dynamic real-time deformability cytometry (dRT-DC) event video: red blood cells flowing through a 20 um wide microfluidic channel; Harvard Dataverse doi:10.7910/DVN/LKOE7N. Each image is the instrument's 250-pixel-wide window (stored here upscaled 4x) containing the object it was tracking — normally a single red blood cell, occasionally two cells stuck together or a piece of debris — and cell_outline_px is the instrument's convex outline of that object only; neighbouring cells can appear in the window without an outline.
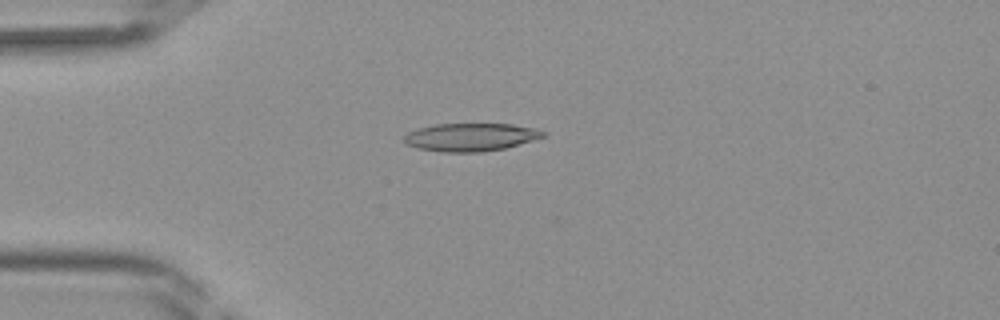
{"species": "Egyptian fruit bat (a non-hibernating species)", "species_latin": "Rousettus aegyptiacus", "temperature_condition": "room temperature", "stored_images_in_passage": 42, "camera_frame_rate_fps": 3000, "um_per_image_px": 0.085, "frame": {"image": 1, "passage_image": 11, "time_ms": 3.333, "image_size_px": [1000, 320], "cell_outline_px": [[548, 136], [504, 148], [484, 152], [444, 152], [416, 148], [408, 144], [404, 140], [404, 136], [408, 132], [416, 128], [436, 124], [512, 124], [536, 128], [548, 132]], "centroid_in_image_um": [40.05, 11.65], "position_along_channel_um": 45.0, "area_um2": 22.83}}
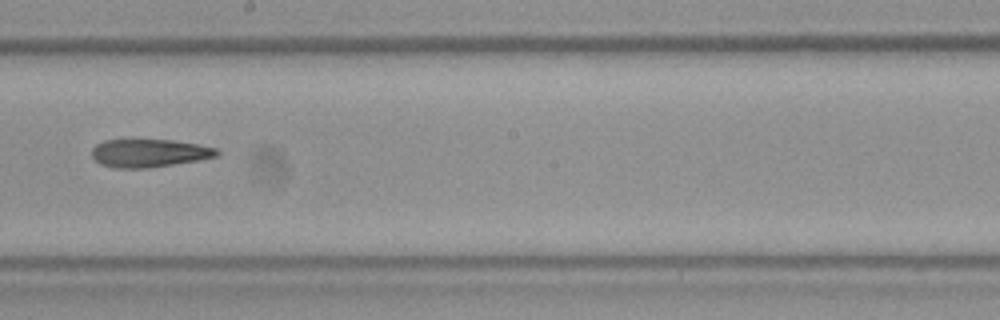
{"frame": {"image": 2, "passage_image": 24, "time_ms": 7.667, "image_size_px": [1000, 320], "cell_outline_px": [[220, 156], [200, 160], [148, 168], [112, 168], [100, 164], [92, 156], [92, 148], [96, 144], [104, 140], [172, 140], [196, 144], [216, 148], [220, 152]], "centroid_in_image_um": [12.69, 13.02], "position_along_channel_um": 235.5, "area_um2": 20.52}}
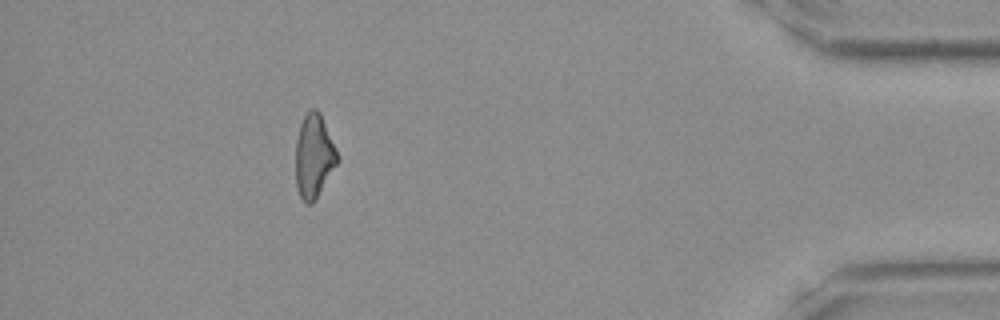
{"frame": {"image": 3, "passage_image": 38, "time_ms": 12.333, "image_size_px": [1000, 320], "cell_outline_px": [[340, 160], [312, 204], [308, 204], [300, 196], [296, 188], [296, 140], [300, 124], [304, 116], [312, 108], [316, 108], [320, 112]], "centroid_in_image_um": [26.68, 13.27], "position_along_channel_um": 408.5, "area_um2": 20.11}}